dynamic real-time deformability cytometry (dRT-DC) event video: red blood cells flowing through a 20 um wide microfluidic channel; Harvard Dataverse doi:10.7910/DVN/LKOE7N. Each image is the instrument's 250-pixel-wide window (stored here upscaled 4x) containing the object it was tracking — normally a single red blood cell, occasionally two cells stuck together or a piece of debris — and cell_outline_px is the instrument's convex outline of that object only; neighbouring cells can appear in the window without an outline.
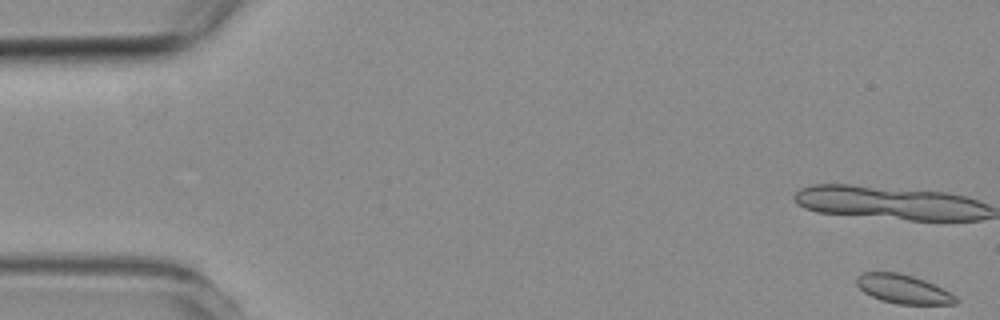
{"species": "common noctule bat (a hibernating species)", "species_latin": "Nyctalus noctula", "temperature_condition": "room temperature", "stored_images_in_passage": 5, "camera_frame_rate_fps": 3000, "um_per_image_px": 0.085, "animal": {"sex": "female", "body_mass_g": 19.3, "forearm_length_mm": 54.1}, "frame": {"image": 1, "passage_image": 1, "time_ms": 0.0, "image_size_px": [1000, 320], "cell_outline_px": [[960, 300], [956, 304], [896, 304], [880, 300], [864, 292], [856, 284], [856, 276], [864, 272], [896, 272], [912, 276], [924, 280], [956, 296]], "centroid_in_image_um": [76.75, 24.58], "position_along_channel_um": 8.2, "area_um2": 16.59}}